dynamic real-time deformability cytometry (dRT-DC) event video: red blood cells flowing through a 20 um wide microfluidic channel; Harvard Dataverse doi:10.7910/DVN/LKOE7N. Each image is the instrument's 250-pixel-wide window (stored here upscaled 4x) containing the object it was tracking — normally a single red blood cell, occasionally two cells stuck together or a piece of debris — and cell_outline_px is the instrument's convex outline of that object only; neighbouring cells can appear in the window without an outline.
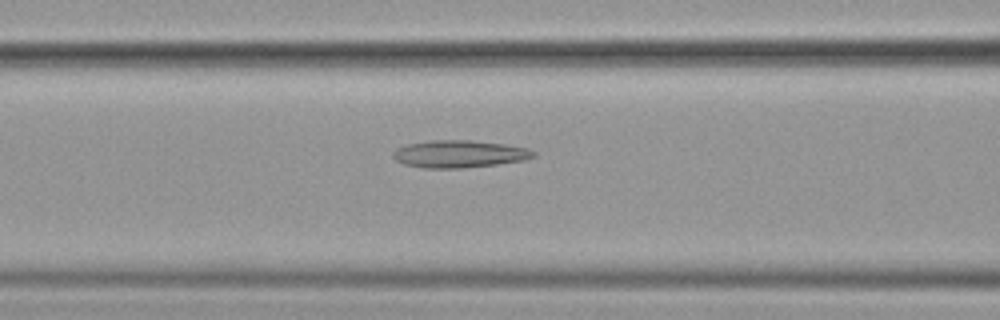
{"species": "common noctule bat (a hibernating species)", "species_latin": "Nyctalus noctula", "temperature_condition": "cold", "stored_images_in_passage": 56, "camera_frame_rate_fps": 3000, "um_per_image_px": 0.085, "animal": {"sex": "female", "body_mass_g": 19.9}, "frame": {"image": 1, "passage_image": 24, "time_ms": 7.667, "image_size_px": [1000, 320], "cell_outline_px": [[536, 156], [524, 160], [496, 164], [460, 168], [424, 168], [404, 164], [396, 160], [392, 156], [392, 152], [396, 148], [408, 144], [432, 140], [472, 140], [504, 144], [528, 148], [536, 152]], "centroid_in_image_um": [39.03, 13.08], "position_along_channel_um": 127.6, "area_um2": 22.37}}
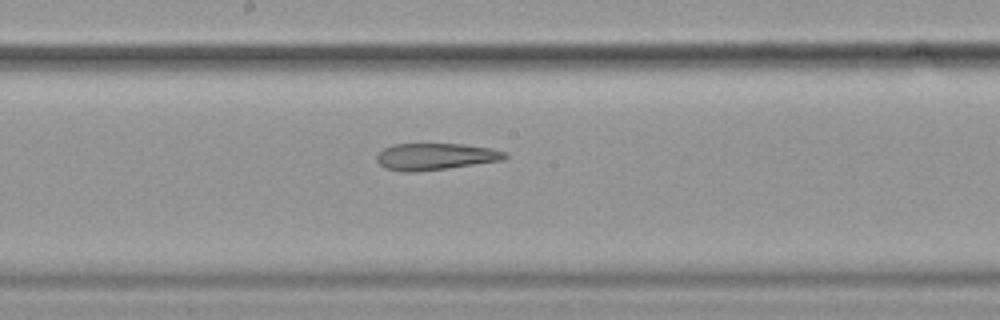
{"frame": {"image": 2, "passage_image": 31, "time_ms": 10.0, "image_size_px": [1000, 320], "cell_outline_px": [[508, 156], [504, 160], [448, 168], [412, 172], [404, 172], [384, 168], [376, 160], [376, 156], [384, 148], [396, 144], [464, 144], [492, 148], [504, 152]], "centroid_in_image_um": [37.01, 13.31], "position_along_channel_um": 211.2, "area_um2": 19.94}}
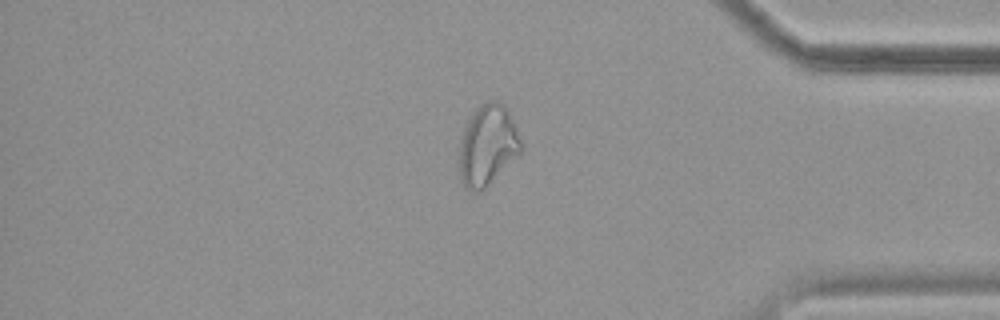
{"frame": {"image": 3, "passage_image": 48, "time_ms": 15.667, "image_size_px": [1000, 320], "cell_outline_px": [[524, 148], [484, 188], [476, 192], [472, 192], [464, 188], [460, 180], [456, 160], [460, 136], [464, 124], [472, 112], [480, 104], [488, 100], [496, 100], [504, 104], [524, 144]], "centroid_in_image_um": [41.37, 12.34], "position_along_channel_um": 393.8, "area_um2": 29.71}, "authors_computed_cell_mechanics": {"area_um2": 25.5187, "velocity_mm_per_s": 3.5926, "shape_relaxation_time_tau1_ms": null, "shape_relaxation_time_tau2_ms": 8.1061, "deformation_change_tau1": null, "deformation_change_tau2": 0.2171}}